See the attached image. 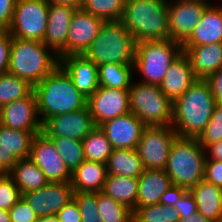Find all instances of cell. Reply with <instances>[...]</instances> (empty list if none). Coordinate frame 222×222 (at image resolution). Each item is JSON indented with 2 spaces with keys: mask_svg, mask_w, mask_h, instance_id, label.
Returning <instances> with one entry per match:
<instances>
[{
  "mask_svg": "<svg viewBox=\"0 0 222 222\" xmlns=\"http://www.w3.org/2000/svg\"><path fill=\"white\" fill-rule=\"evenodd\" d=\"M216 105L206 80L197 79L172 103V124L178 137L198 138L209 123Z\"/></svg>",
  "mask_w": 222,
  "mask_h": 222,
  "instance_id": "6da1fadb",
  "label": "cell"
},
{
  "mask_svg": "<svg viewBox=\"0 0 222 222\" xmlns=\"http://www.w3.org/2000/svg\"><path fill=\"white\" fill-rule=\"evenodd\" d=\"M34 92L42 124L52 116L74 112L87 105V99L60 66L36 84Z\"/></svg>",
  "mask_w": 222,
  "mask_h": 222,
  "instance_id": "7a4b0ae2",
  "label": "cell"
},
{
  "mask_svg": "<svg viewBox=\"0 0 222 222\" xmlns=\"http://www.w3.org/2000/svg\"><path fill=\"white\" fill-rule=\"evenodd\" d=\"M168 0H125L120 22L136 43L169 39Z\"/></svg>",
  "mask_w": 222,
  "mask_h": 222,
  "instance_id": "3957f363",
  "label": "cell"
},
{
  "mask_svg": "<svg viewBox=\"0 0 222 222\" xmlns=\"http://www.w3.org/2000/svg\"><path fill=\"white\" fill-rule=\"evenodd\" d=\"M59 66V57L43 42L12 37L8 71L32 86Z\"/></svg>",
  "mask_w": 222,
  "mask_h": 222,
  "instance_id": "277c9868",
  "label": "cell"
},
{
  "mask_svg": "<svg viewBox=\"0 0 222 222\" xmlns=\"http://www.w3.org/2000/svg\"><path fill=\"white\" fill-rule=\"evenodd\" d=\"M205 160V149L197 138L177 137L164 169L175 190L189 191L203 181Z\"/></svg>",
  "mask_w": 222,
  "mask_h": 222,
  "instance_id": "5b68a950",
  "label": "cell"
},
{
  "mask_svg": "<svg viewBox=\"0 0 222 222\" xmlns=\"http://www.w3.org/2000/svg\"><path fill=\"white\" fill-rule=\"evenodd\" d=\"M136 42L120 21L104 22L84 55L97 66L105 63L133 65Z\"/></svg>",
  "mask_w": 222,
  "mask_h": 222,
  "instance_id": "8992f818",
  "label": "cell"
},
{
  "mask_svg": "<svg viewBox=\"0 0 222 222\" xmlns=\"http://www.w3.org/2000/svg\"><path fill=\"white\" fill-rule=\"evenodd\" d=\"M182 53L181 43L171 39L136 43L134 71L142 75L138 82L159 86L170 65Z\"/></svg>",
  "mask_w": 222,
  "mask_h": 222,
  "instance_id": "52a82bcc",
  "label": "cell"
},
{
  "mask_svg": "<svg viewBox=\"0 0 222 222\" xmlns=\"http://www.w3.org/2000/svg\"><path fill=\"white\" fill-rule=\"evenodd\" d=\"M129 91V110L146 126L172 124V102L157 85L133 81Z\"/></svg>",
  "mask_w": 222,
  "mask_h": 222,
  "instance_id": "ba28073f",
  "label": "cell"
},
{
  "mask_svg": "<svg viewBox=\"0 0 222 222\" xmlns=\"http://www.w3.org/2000/svg\"><path fill=\"white\" fill-rule=\"evenodd\" d=\"M46 0H16L12 22L7 29L13 38L43 42L48 21Z\"/></svg>",
  "mask_w": 222,
  "mask_h": 222,
  "instance_id": "9c48e42d",
  "label": "cell"
},
{
  "mask_svg": "<svg viewBox=\"0 0 222 222\" xmlns=\"http://www.w3.org/2000/svg\"><path fill=\"white\" fill-rule=\"evenodd\" d=\"M176 131L169 126H146L136 148L144 169L164 170Z\"/></svg>",
  "mask_w": 222,
  "mask_h": 222,
  "instance_id": "30bf717a",
  "label": "cell"
},
{
  "mask_svg": "<svg viewBox=\"0 0 222 222\" xmlns=\"http://www.w3.org/2000/svg\"><path fill=\"white\" fill-rule=\"evenodd\" d=\"M208 0H168L169 39L183 43L199 24Z\"/></svg>",
  "mask_w": 222,
  "mask_h": 222,
  "instance_id": "8fae6325",
  "label": "cell"
},
{
  "mask_svg": "<svg viewBox=\"0 0 222 222\" xmlns=\"http://www.w3.org/2000/svg\"><path fill=\"white\" fill-rule=\"evenodd\" d=\"M28 158L39 167L49 183L71 181L72 172L44 133L40 132L34 136Z\"/></svg>",
  "mask_w": 222,
  "mask_h": 222,
  "instance_id": "7c38bea8",
  "label": "cell"
},
{
  "mask_svg": "<svg viewBox=\"0 0 222 222\" xmlns=\"http://www.w3.org/2000/svg\"><path fill=\"white\" fill-rule=\"evenodd\" d=\"M95 124L88 105L74 112L48 118L42 124V133L47 137H64L82 141Z\"/></svg>",
  "mask_w": 222,
  "mask_h": 222,
  "instance_id": "4fadbf2b",
  "label": "cell"
},
{
  "mask_svg": "<svg viewBox=\"0 0 222 222\" xmlns=\"http://www.w3.org/2000/svg\"><path fill=\"white\" fill-rule=\"evenodd\" d=\"M87 105L95 126L130 112L129 91L99 88L87 99Z\"/></svg>",
  "mask_w": 222,
  "mask_h": 222,
  "instance_id": "5bb4252c",
  "label": "cell"
},
{
  "mask_svg": "<svg viewBox=\"0 0 222 222\" xmlns=\"http://www.w3.org/2000/svg\"><path fill=\"white\" fill-rule=\"evenodd\" d=\"M34 90L25 98L14 100L0 108V124L11 129L42 132Z\"/></svg>",
  "mask_w": 222,
  "mask_h": 222,
  "instance_id": "9a60e30c",
  "label": "cell"
},
{
  "mask_svg": "<svg viewBox=\"0 0 222 222\" xmlns=\"http://www.w3.org/2000/svg\"><path fill=\"white\" fill-rule=\"evenodd\" d=\"M74 190L70 182L48 183L32 192L22 194V198L38 218L57 215L58 211L73 199Z\"/></svg>",
  "mask_w": 222,
  "mask_h": 222,
  "instance_id": "2e32d148",
  "label": "cell"
},
{
  "mask_svg": "<svg viewBox=\"0 0 222 222\" xmlns=\"http://www.w3.org/2000/svg\"><path fill=\"white\" fill-rule=\"evenodd\" d=\"M105 21L82 9H76L68 29L66 56L84 54L98 36Z\"/></svg>",
  "mask_w": 222,
  "mask_h": 222,
  "instance_id": "e0dca14e",
  "label": "cell"
},
{
  "mask_svg": "<svg viewBox=\"0 0 222 222\" xmlns=\"http://www.w3.org/2000/svg\"><path fill=\"white\" fill-rule=\"evenodd\" d=\"M113 149H136L146 125L133 113L109 119L99 125Z\"/></svg>",
  "mask_w": 222,
  "mask_h": 222,
  "instance_id": "ac0fdd59",
  "label": "cell"
},
{
  "mask_svg": "<svg viewBox=\"0 0 222 222\" xmlns=\"http://www.w3.org/2000/svg\"><path fill=\"white\" fill-rule=\"evenodd\" d=\"M0 124V169L9 173L18 160L28 158L36 134Z\"/></svg>",
  "mask_w": 222,
  "mask_h": 222,
  "instance_id": "d6986e66",
  "label": "cell"
},
{
  "mask_svg": "<svg viewBox=\"0 0 222 222\" xmlns=\"http://www.w3.org/2000/svg\"><path fill=\"white\" fill-rule=\"evenodd\" d=\"M59 66L84 98L88 99L99 88L98 66L84 54L60 57Z\"/></svg>",
  "mask_w": 222,
  "mask_h": 222,
  "instance_id": "ffe728a7",
  "label": "cell"
},
{
  "mask_svg": "<svg viewBox=\"0 0 222 222\" xmlns=\"http://www.w3.org/2000/svg\"><path fill=\"white\" fill-rule=\"evenodd\" d=\"M137 179V204L133 213L140 207L168 201L175 191L172 181L165 170L145 169Z\"/></svg>",
  "mask_w": 222,
  "mask_h": 222,
  "instance_id": "44dd1931",
  "label": "cell"
},
{
  "mask_svg": "<svg viewBox=\"0 0 222 222\" xmlns=\"http://www.w3.org/2000/svg\"><path fill=\"white\" fill-rule=\"evenodd\" d=\"M75 8L68 5L50 4L48 6V21L43 43L59 58L66 56L68 29Z\"/></svg>",
  "mask_w": 222,
  "mask_h": 222,
  "instance_id": "7402d4cb",
  "label": "cell"
},
{
  "mask_svg": "<svg viewBox=\"0 0 222 222\" xmlns=\"http://www.w3.org/2000/svg\"><path fill=\"white\" fill-rule=\"evenodd\" d=\"M189 58L182 53L169 67L160 90L173 103L196 81Z\"/></svg>",
  "mask_w": 222,
  "mask_h": 222,
  "instance_id": "603a6c76",
  "label": "cell"
},
{
  "mask_svg": "<svg viewBox=\"0 0 222 222\" xmlns=\"http://www.w3.org/2000/svg\"><path fill=\"white\" fill-rule=\"evenodd\" d=\"M182 50L189 58L196 79L206 80L222 68V43L182 46Z\"/></svg>",
  "mask_w": 222,
  "mask_h": 222,
  "instance_id": "cb8c5ba5",
  "label": "cell"
},
{
  "mask_svg": "<svg viewBox=\"0 0 222 222\" xmlns=\"http://www.w3.org/2000/svg\"><path fill=\"white\" fill-rule=\"evenodd\" d=\"M222 43V4H210L204 11L199 24L194 27L182 46H200Z\"/></svg>",
  "mask_w": 222,
  "mask_h": 222,
  "instance_id": "d4e9b609",
  "label": "cell"
},
{
  "mask_svg": "<svg viewBox=\"0 0 222 222\" xmlns=\"http://www.w3.org/2000/svg\"><path fill=\"white\" fill-rule=\"evenodd\" d=\"M107 177L105 163L84 161L71 175V186L74 193L101 192Z\"/></svg>",
  "mask_w": 222,
  "mask_h": 222,
  "instance_id": "484cf974",
  "label": "cell"
},
{
  "mask_svg": "<svg viewBox=\"0 0 222 222\" xmlns=\"http://www.w3.org/2000/svg\"><path fill=\"white\" fill-rule=\"evenodd\" d=\"M197 212L212 222H222V189L207 181L199 182L192 187Z\"/></svg>",
  "mask_w": 222,
  "mask_h": 222,
  "instance_id": "4316f807",
  "label": "cell"
},
{
  "mask_svg": "<svg viewBox=\"0 0 222 222\" xmlns=\"http://www.w3.org/2000/svg\"><path fill=\"white\" fill-rule=\"evenodd\" d=\"M106 167L107 175L132 178H138L145 170L136 149H113Z\"/></svg>",
  "mask_w": 222,
  "mask_h": 222,
  "instance_id": "83f0119b",
  "label": "cell"
},
{
  "mask_svg": "<svg viewBox=\"0 0 222 222\" xmlns=\"http://www.w3.org/2000/svg\"><path fill=\"white\" fill-rule=\"evenodd\" d=\"M113 200L134 210L137 204L138 179L117 175H107L101 191Z\"/></svg>",
  "mask_w": 222,
  "mask_h": 222,
  "instance_id": "f1b7e54d",
  "label": "cell"
},
{
  "mask_svg": "<svg viewBox=\"0 0 222 222\" xmlns=\"http://www.w3.org/2000/svg\"><path fill=\"white\" fill-rule=\"evenodd\" d=\"M8 174L21 194L36 191L49 183L44 173L29 158L18 160Z\"/></svg>",
  "mask_w": 222,
  "mask_h": 222,
  "instance_id": "f546056e",
  "label": "cell"
},
{
  "mask_svg": "<svg viewBox=\"0 0 222 222\" xmlns=\"http://www.w3.org/2000/svg\"><path fill=\"white\" fill-rule=\"evenodd\" d=\"M134 65L105 63L98 66L99 86L128 90L133 82Z\"/></svg>",
  "mask_w": 222,
  "mask_h": 222,
  "instance_id": "4dcf8cb0",
  "label": "cell"
},
{
  "mask_svg": "<svg viewBox=\"0 0 222 222\" xmlns=\"http://www.w3.org/2000/svg\"><path fill=\"white\" fill-rule=\"evenodd\" d=\"M82 142L86 161L107 163L113 147L99 126H96Z\"/></svg>",
  "mask_w": 222,
  "mask_h": 222,
  "instance_id": "1f68e13d",
  "label": "cell"
},
{
  "mask_svg": "<svg viewBox=\"0 0 222 222\" xmlns=\"http://www.w3.org/2000/svg\"><path fill=\"white\" fill-rule=\"evenodd\" d=\"M34 90L25 79L19 78L13 73L7 71L0 74V108L13 102L27 97Z\"/></svg>",
  "mask_w": 222,
  "mask_h": 222,
  "instance_id": "d6a6232c",
  "label": "cell"
},
{
  "mask_svg": "<svg viewBox=\"0 0 222 222\" xmlns=\"http://www.w3.org/2000/svg\"><path fill=\"white\" fill-rule=\"evenodd\" d=\"M63 158L67 168L73 172L85 161L83 142L64 137H48Z\"/></svg>",
  "mask_w": 222,
  "mask_h": 222,
  "instance_id": "836d02e7",
  "label": "cell"
},
{
  "mask_svg": "<svg viewBox=\"0 0 222 222\" xmlns=\"http://www.w3.org/2000/svg\"><path fill=\"white\" fill-rule=\"evenodd\" d=\"M98 213L103 222H134L133 210L98 192Z\"/></svg>",
  "mask_w": 222,
  "mask_h": 222,
  "instance_id": "e575fe53",
  "label": "cell"
},
{
  "mask_svg": "<svg viewBox=\"0 0 222 222\" xmlns=\"http://www.w3.org/2000/svg\"><path fill=\"white\" fill-rule=\"evenodd\" d=\"M134 222H179L180 217L169 201L138 208Z\"/></svg>",
  "mask_w": 222,
  "mask_h": 222,
  "instance_id": "d590c367",
  "label": "cell"
},
{
  "mask_svg": "<svg viewBox=\"0 0 222 222\" xmlns=\"http://www.w3.org/2000/svg\"><path fill=\"white\" fill-rule=\"evenodd\" d=\"M125 0H84L82 10L105 22L120 21Z\"/></svg>",
  "mask_w": 222,
  "mask_h": 222,
  "instance_id": "8d00e7d4",
  "label": "cell"
},
{
  "mask_svg": "<svg viewBox=\"0 0 222 222\" xmlns=\"http://www.w3.org/2000/svg\"><path fill=\"white\" fill-rule=\"evenodd\" d=\"M197 140L204 149L208 145L222 140V103H216L209 123Z\"/></svg>",
  "mask_w": 222,
  "mask_h": 222,
  "instance_id": "74e56055",
  "label": "cell"
},
{
  "mask_svg": "<svg viewBox=\"0 0 222 222\" xmlns=\"http://www.w3.org/2000/svg\"><path fill=\"white\" fill-rule=\"evenodd\" d=\"M82 222H103L98 213V192L97 193H74Z\"/></svg>",
  "mask_w": 222,
  "mask_h": 222,
  "instance_id": "f35d334b",
  "label": "cell"
},
{
  "mask_svg": "<svg viewBox=\"0 0 222 222\" xmlns=\"http://www.w3.org/2000/svg\"><path fill=\"white\" fill-rule=\"evenodd\" d=\"M21 198L22 194L13 178L8 173L0 176V209L9 211Z\"/></svg>",
  "mask_w": 222,
  "mask_h": 222,
  "instance_id": "ab89813d",
  "label": "cell"
},
{
  "mask_svg": "<svg viewBox=\"0 0 222 222\" xmlns=\"http://www.w3.org/2000/svg\"><path fill=\"white\" fill-rule=\"evenodd\" d=\"M168 201L180 218H187L197 212L194 196L188 190H175Z\"/></svg>",
  "mask_w": 222,
  "mask_h": 222,
  "instance_id": "60d3db41",
  "label": "cell"
},
{
  "mask_svg": "<svg viewBox=\"0 0 222 222\" xmlns=\"http://www.w3.org/2000/svg\"><path fill=\"white\" fill-rule=\"evenodd\" d=\"M9 215L12 222H37L39 219L23 198L9 210Z\"/></svg>",
  "mask_w": 222,
  "mask_h": 222,
  "instance_id": "b9f144b4",
  "label": "cell"
},
{
  "mask_svg": "<svg viewBox=\"0 0 222 222\" xmlns=\"http://www.w3.org/2000/svg\"><path fill=\"white\" fill-rule=\"evenodd\" d=\"M203 180L222 189V161L206 159Z\"/></svg>",
  "mask_w": 222,
  "mask_h": 222,
  "instance_id": "7bdbcfd3",
  "label": "cell"
},
{
  "mask_svg": "<svg viewBox=\"0 0 222 222\" xmlns=\"http://www.w3.org/2000/svg\"><path fill=\"white\" fill-rule=\"evenodd\" d=\"M12 36L8 30H0V74L7 72L9 67Z\"/></svg>",
  "mask_w": 222,
  "mask_h": 222,
  "instance_id": "ee69618b",
  "label": "cell"
},
{
  "mask_svg": "<svg viewBox=\"0 0 222 222\" xmlns=\"http://www.w3.org/2000/svg\"><path fill=\"white\" fill-rule=\"evenodd\" d=\"M57 217L60 222H82L80 209L74 198L58 211Z\"/></svg>",
  "mask_w": 222,
  "mask_h": 222,
  "instance_id": "f6af8a7d",
  "label": "cell"
},
{
  "mask_svg": "<svg viewBox=\"0 0 222 222\" xmlns=\"http://www.w3.org/2000/svg\"><path fill=\"white\" fill-rule=\"evenodd\" d=\"M16 0H0V30H7L13 19Z\"/></svg>",
  "mask_w": 222,
  "mask_h": 222,
  "instance_id": "bcb514c9",
  "label": "cell"
},
{
  "mask_svg": "<svg viewBox=\"0 0 222 222\" xmlns=\"http://www.w3.org/2000/svg\"><path fill=\"white\" fill-rule=\"evenodd\" d=\"M206 81L210 86L216 103H222V68L218 69L215 73L209 76Z\"/></svg>",
  "mask_w": 222,
  "mask_h": 222,
  "instance_id": "7dc6e473",
  "label": "cell"
},
{
  "mask_svg": "<svg viewBox=\"0 0 222 222\" xmlns=\"http://www.w3.org/2000/svg\"><path fill=\"white\" fill-rule=\"evenodd\" d=\"M205 153H206V159H214L222 161V140L208 145L205 148Z\"/></svg>",
  "mask_w": 222,
  "mask_h": 222,
  "instance_id": "c3c4849f",
  "label": "cell"
},
{
  "mask_svg": "<svg viewBox=\"0 0 222 222\" xmlns=\"http://www.w3.org/2000/svg\"><path fill=\"white\" fill-rule=\"evenodd\" d=\"M50 4L68 5L75 9H81L84 0H46Z\"/></svg>",
  "mask_w": 222,
  "mask_h": 222,
  "instance_id": "681fc988",
  "label": "cell"
},
{
  "mask_svg": "<svg viewBox=\"0 0 222 222\" xmlns=\"http://www.w3.org/2000/svg\"><path fill=\"white\" fill-rule=\"evenodd\" d=\"M179 222H212L211 220L205 218L199 212L189 215L187 218H180Z\"/></svg>",
  "mask_w": 222,
  "mask_h": 222,
  "instance_id": "f907efd6",
  "label": "cell"
},
{
  "mask_svg": "<svg viewBox=\"0 0 222 222\" xmlns=\"http://www.w3.org/2000/svg\"><path fill=\"white\" fill-rule=\"evenodd\" d=\"M37 222H60L57 215L40 217Z\"/></svg>",
  "mask_w": 222,
  "mask_h": 222,
  "instance_id": "816d5d0a",
  "label": "cell"
},
{
  "mask_svg": "<svg viewBox=\"0 0 222 222\" xmlns=\"http://www.w3.org/2000/svg\"><path fill=\"white\" fill-rule=\"evenodd\" d=\"M0 222H12L10 219L9 211L0 209Z\"/></svg>",
  "mask_w": 222,
  "mask_h": 222,
  "instance_id": "f5cc1de1",
  "label": "cell"
},
{
  "mask_svg": "<svg viewBox=\"0 0 222 222\" xmlns=\"http://www.w3.org/2000/svg\"><path fill=\"white\" fill-rule=\"evenodd\" d=\"M3 174L5 173L0 169V176H2Z\"/></svg>",
  "mask_w": 222,
  "mask_h": 222,
  "instance_id": "db71d44e",
  "label": "cell"
}]
</instances>
